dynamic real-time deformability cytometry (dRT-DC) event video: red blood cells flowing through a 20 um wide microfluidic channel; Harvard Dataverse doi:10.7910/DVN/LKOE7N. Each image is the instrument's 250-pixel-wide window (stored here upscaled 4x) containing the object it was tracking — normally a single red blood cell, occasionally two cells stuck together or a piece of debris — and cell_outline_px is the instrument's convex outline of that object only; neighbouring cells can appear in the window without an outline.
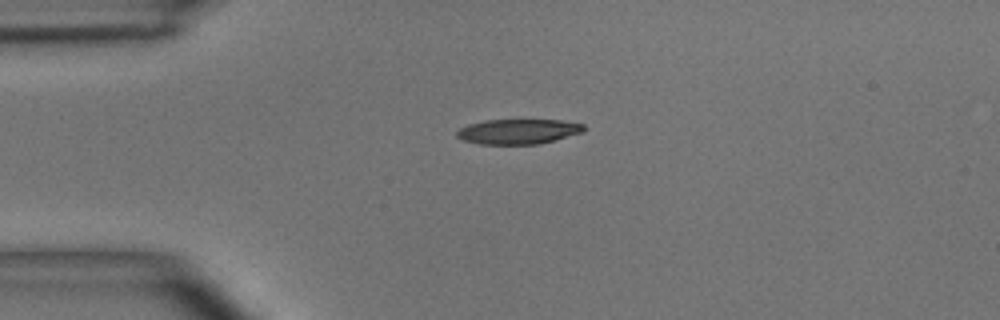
{"species": "common noctule bat (a hibernating species)", "species_latin": "Nyctalus noctula", "temperature_condition": "room temperature", "stored_images_in_passage": 2, "camera_frame_rate_fps": 3000, "um_per_image_px": 0.085, "animal": {"sex": "male", "body_mass_g": 15.6}, "frame": {"image": 1, "passage_image": 1, "time_ms": 0.0, "image_size_px": [1000, 320], "cell_outline_px": [[584, 132], [536, 144], [480, 144], [464, 140], [456, 136], [456, 132], [460, 128], [468, 124], [484, 120], [560, 120], [584, 124]], "centroid_in_image_um": [44.02, 11.17], "position_along_channel_um": 41.0, "area_um2": 18.32}}